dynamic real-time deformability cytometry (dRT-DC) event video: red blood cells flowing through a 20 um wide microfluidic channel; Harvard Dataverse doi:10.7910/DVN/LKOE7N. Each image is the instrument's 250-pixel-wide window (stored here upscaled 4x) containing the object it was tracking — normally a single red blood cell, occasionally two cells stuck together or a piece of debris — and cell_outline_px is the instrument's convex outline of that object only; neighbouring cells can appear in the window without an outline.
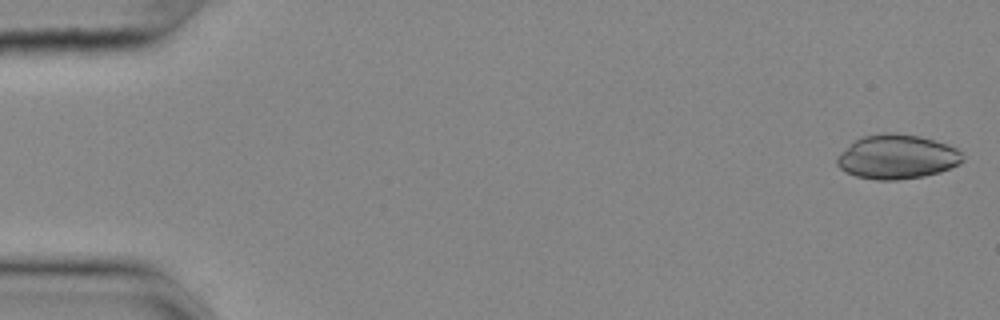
{"species": "common noctule bat (a hibernating species)", "species_latin": "Nyctalus noctula", "temperature_condition": "cold", "stored_images_in_passage": 54, "camera_frame_rate_fps": 3000, "um_per_image_px": 0.085, "animal": {"sex": "female", "body_mass_g": 25.1}, "frame": {"image": 1, "passage_image": 1, "time_ms": 0.0, "image_size_px": [1000, 320], "cell_outline_px": [[964, 160], [960, 164], [940, 172], [924, 176], [896, 180], [876, 180], [856, 176], [844, 172], [836, 164], [836, 156], [840, 152], [856, 140], [864, 136], [884, 132], [896, 132], [920, 136], [956, 148], [964, 156]], "centroid_in_image_um": [76.23, 13.33], "position_along_channel_um": 8.8, "area_um2": 32.54}}
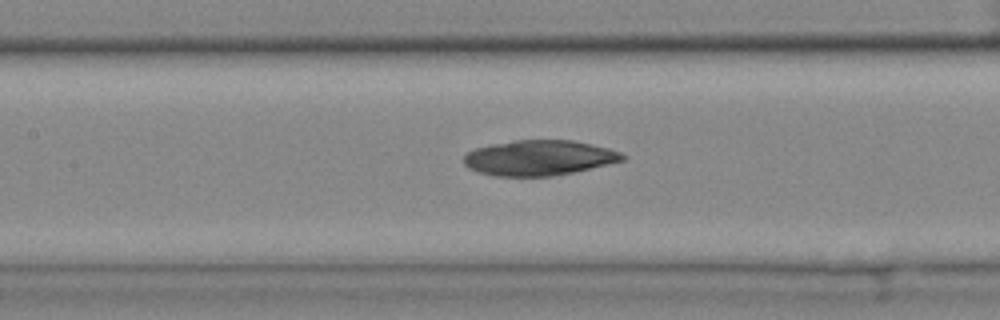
{"frame": {"image": 2, "passage_image": 25, "time_ms": 8.0, "image_size_px": [1000, 320], "cell_outline_px": [[628, 156], [624, 160], [608, 164], [572, 172], [552, 176], [492, 176], [468, 168], [464, 164], [464, 156], [468, 152], [476, 148], [492, 144], [516, 140], [572, 140], [592, 144], [608, 148], [620, 152]], "centroid_in_image_um": [45.82, 13.41], "position_along_channel_um": 161.6, "area_um2": 32.48}}
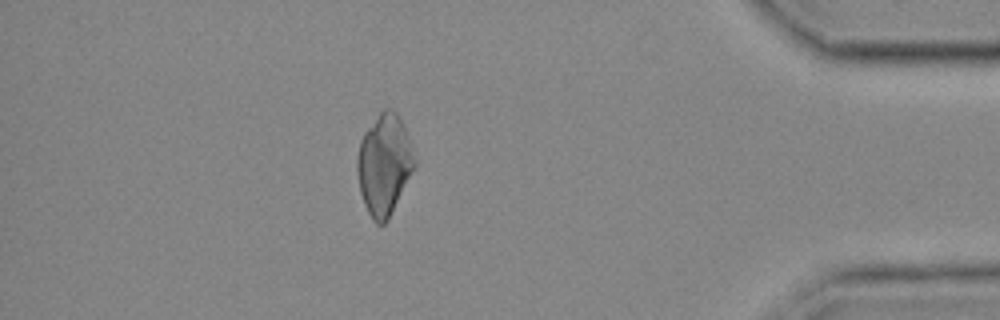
{"frame": {"image": 3, "passage_image": 48, "time_ms": 15.667, "image_size_px": [1000, 320], "cell_outline_px": [[416, 164], [388, 220], [384, 224], [376, 224], [372, 220], [364, 204], [360, 192], [356, 172], [356, 160], [360, 140], [364, 132], [380, 112], [384, 108], [392, 108], [396, 112], [404, 124], [416, 156]], "centroid_in_image_um": [32.65, 13.97], "position_along_channel_um": 402.5, "area_um2": 33.93}}